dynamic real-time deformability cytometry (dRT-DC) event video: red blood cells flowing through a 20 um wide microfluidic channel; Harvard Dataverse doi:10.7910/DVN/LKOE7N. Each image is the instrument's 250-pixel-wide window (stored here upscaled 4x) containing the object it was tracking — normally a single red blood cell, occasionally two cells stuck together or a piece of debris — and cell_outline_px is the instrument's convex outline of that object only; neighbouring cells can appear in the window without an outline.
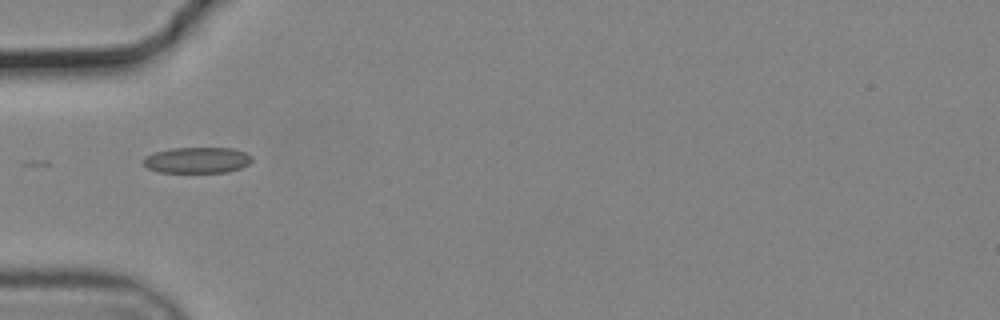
{"species": "common noctule bat (a hibernating species)", "species_latin": "Nyctalus noctula", "temperature_condition": "cold", "stored_images_in_passage": 8, "camera_frame_rate_fps": 3000, "um_per_image_px": 0.085, "animal": {"sex": "male", "body_mass_g": 19.2, "forearm_length_mm": 51.8}, "frame": {"image": 1, "passage_image": 1, "time_ms": 0.0, "image_size_px": [1000, 320], "cell_outline_px": [[252, 160], [248, 164], [240, 168], [228, 172], [160, 172], [148, 168], [144, 164], [144, 156], [156, 152], [172, 148], [232, 148], [244, 152], [252, 156]], "centroid_in_image_um": [16.77, 13.61], "position_along_channel_um": 68.2, "area_um2": 16.3}}
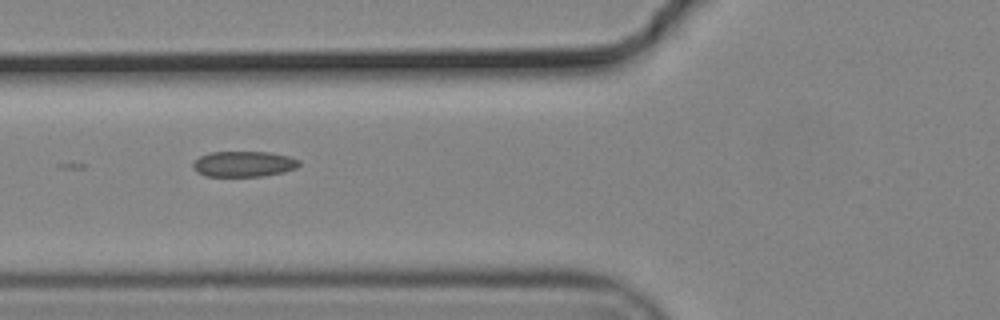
{"frame": {"image": 2, "passage_image": 4, "time_ms": 1.0, "image_size_px": [1000, 320], "cell_outline_px": [[300, 164], [296, 168], [284, 172], [264, 176], [204, 176], [196, 172], [192, 168], [192, 164], [200, 156], [208, 152], [268, 152], [288, 156], [300, 160]], "centroid_in_image_um": [20.7, 13.94], "position_along_channel_um": 105.1, "area_um2": 15.95}}
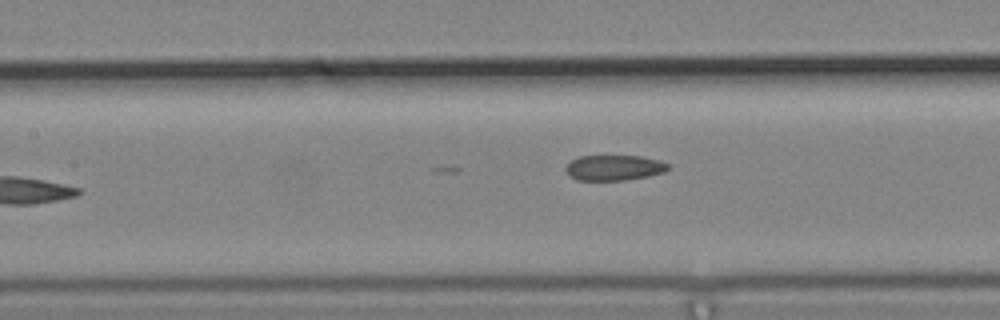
{"frame": {"image": 3, "passage_image": 8, "time_ms": 2.333, "image_size_px": [1000, 320], "cell_outline_px": [[668, 168], [664, 172], [648, 176], [624, 180], [576, 180], [568, 176], [564, 168], [572, 160], [580, 156], [640, 156], [660, 160], [668, 164]], "centroid_in_image_um": [52.17, 14.26], "position_along_channel_um": 155.2, "area_um2": 15.14}}